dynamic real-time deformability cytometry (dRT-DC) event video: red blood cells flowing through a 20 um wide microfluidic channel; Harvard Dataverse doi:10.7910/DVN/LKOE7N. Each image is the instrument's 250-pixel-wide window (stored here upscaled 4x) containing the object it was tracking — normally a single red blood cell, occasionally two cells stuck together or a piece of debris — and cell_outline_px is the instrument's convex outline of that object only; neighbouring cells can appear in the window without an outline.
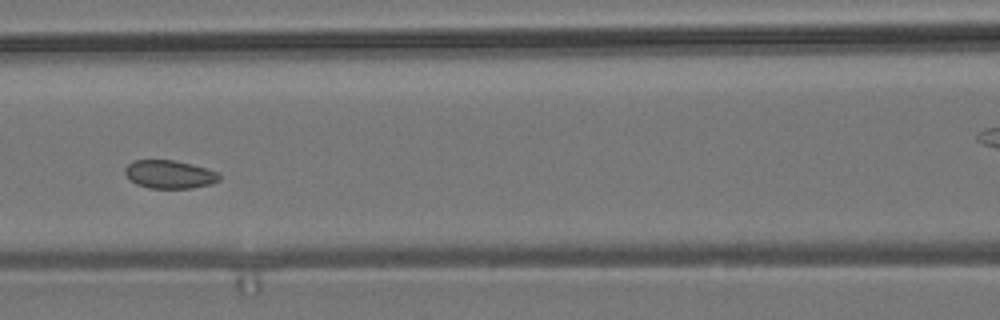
{"species": "common noctule bat (a hibernating species)", "species_latin": "Nyctalus noctula", "temperature_condition": "room temperature", "stored_images_in_passage": 8, "camera_frame_rate_fps": 3000, "um_per_image_px": 0.085, "animal": {"sex": "male", "body_mass_g": 19.2, "forearm_length_mm": 51.8}, "frame": {"image": 1, "passage_image": 6, "time_ms": 5.667, "image_size_px": [1000, 320], "cell_outline_px": [[220, 180], [212, 184], [192, 188], [148, 188], [136, 184], [124, 172], [124, 168], [128, 164], [136, 160], [172, 160], [220, 172]], "centroid_in_image_um": [14.42, 14.83], "position_along_channel_um": 152.2, "area_um2": 15.37}}
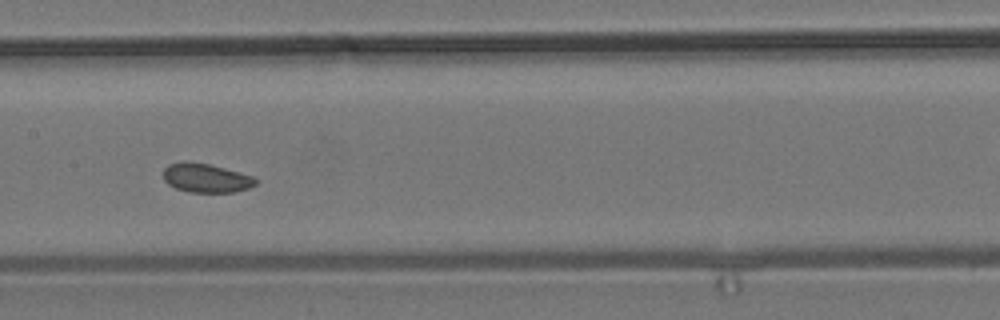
{"frame": {"image": 2, "passage_image": 7, "time_ms": 6.667, "image_size_px": [1000, 320], "cell_outline_px": [[256, 184], [248, 188], [232, 192], [188, 192], [176, 188], [168, 184], [164, 180], [164, 168], [168, 164], [184, 160], [188, 160], [208, 164], [224, 168], [252, 176], [256, 180]], "centroid_in_image_um": [17.46, 15.11], "position_along_channel_um": 189.9, "area_um2": 15.55}}